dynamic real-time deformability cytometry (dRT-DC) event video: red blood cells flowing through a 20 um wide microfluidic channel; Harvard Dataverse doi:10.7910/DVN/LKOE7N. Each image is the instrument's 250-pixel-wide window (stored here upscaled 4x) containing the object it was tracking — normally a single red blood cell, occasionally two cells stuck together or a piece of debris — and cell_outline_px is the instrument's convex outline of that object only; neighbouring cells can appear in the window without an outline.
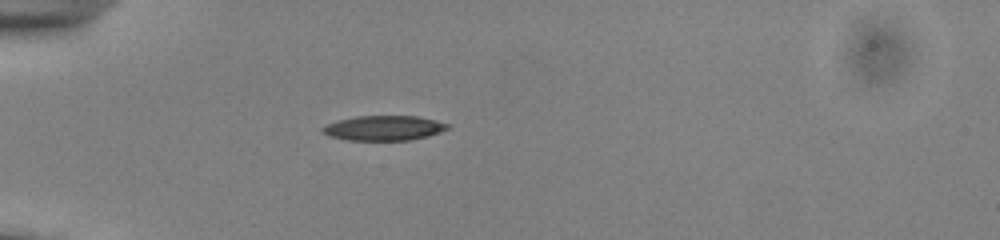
{"species": "common noctule bat (a hibernating species)", "species_latin": "Nyctalus noctula", "temperature_condition": "cold", "stored_images_in_passage": 32, "camera_frame_rate_fps": 3000, "um_per_image_px": 0.085, "animal": {"sex": "male", "body_mass_g": 13.0, "forearm_length_mm": 53.1}, "frame": {"image": 1, "passage_image": 1, "time_ms": 0.0, "image_size_px": [1000, 240], "cell_outline_px": [[452, 128], [428, 136], [412, 140], [348, 140], [328, 136], [320, 132], [320, 128], [324, 124], [336, 120], [356, 116], [416, 116], [436, 120], [452, 124]], "centroid_in_image_um": [32.62, 10.88], "position_along_channel_um": 52.4, "area_um2": 18.55}}
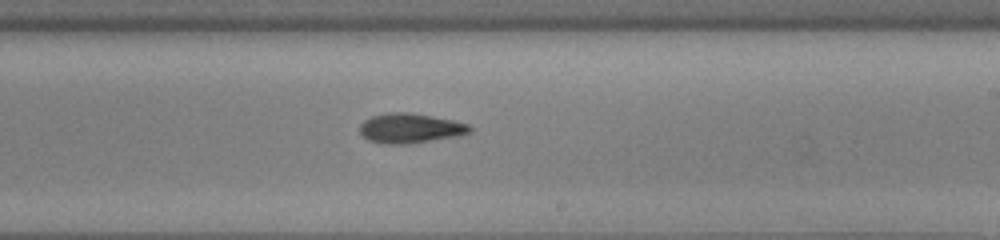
{"frame": {"image": 2, "passage_image": 18, "time_ms": 5.667, "image_size_px": [1000, 240], "cell_outline_px": [[472, 132], [460, 136], [404, 144], [384, 144], [368, 140], [360, 132], [360, 124], [364, 120], [372, 116], [388, 112], [412, 112], [452, 120], [468, 124], [472, 128]], "centroid_in_image_um": [34.88, 10.89], "position_along_channel_um": 254.1, "area_um2": 19.13}}
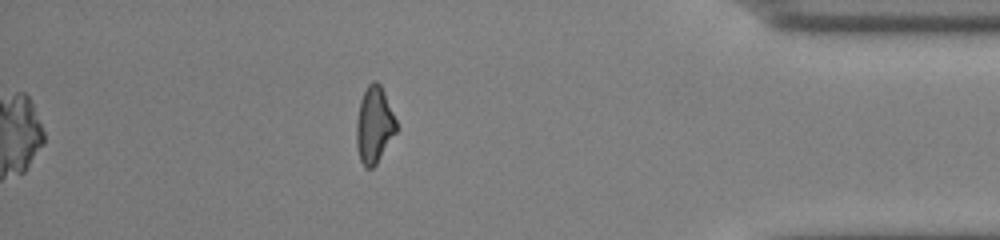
{"frame": {"image": 3, "passage_image": 32, "time_ms": 10.333, "image_size_px": [1000, 240], "cell_outline_px": [[396, 132], [376, 164], [372, 168], [364, 168], [360, 160], [356, 144], [356, 120], [360, 100], [368, 84], [372, 80], [376, 80], [380, 84], [384, 92], [396, 120]], "centroid_in_image_um": [31.78, 10.62], "position_along_channel_um": 403.4, "area_um2": 17.74}, "authors_computed_cell_mechanics": {"area_um2": 18.6405, "velocity_mm_per_s": 3.8978, "shape_relaxation_time_tau1_ms": 3.6529, "shape_relaxation_time_tau2_ms": null, "deformation_change_tau1": 0.1372, "deformation_change_tau2": null}}